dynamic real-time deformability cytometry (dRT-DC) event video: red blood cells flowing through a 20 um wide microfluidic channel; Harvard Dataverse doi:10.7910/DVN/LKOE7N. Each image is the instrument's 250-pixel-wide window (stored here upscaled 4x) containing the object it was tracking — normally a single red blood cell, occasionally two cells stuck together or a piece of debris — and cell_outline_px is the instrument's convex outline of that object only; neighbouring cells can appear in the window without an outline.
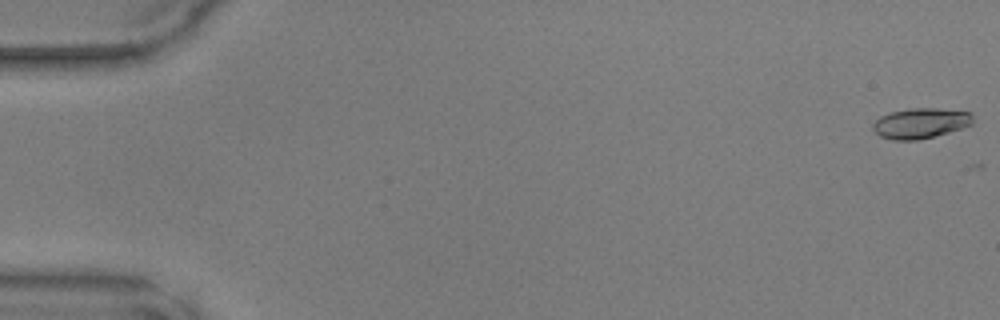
{"species": "common noctule bat (a hibernating species)", "species_latin": "Nyctalus noctula", "temperature_condition": "warm", "stored_images_in_passage": 32, "camera_frame_rate_fps": 3000, "um_per_image_px": 0.085, "animal": {"sex": "male", "body_mass_g": 17.9, "forearm_length_mm": 54.2}, "frame": {"image": 1, "passage_image": 1, "time_ms": 0.0, "image_size_px": [1000, 320], "cell_outline_px": [[972, 124], [948, 132], [916, 140], [892, 140], [880, 136], [872, 128], [872, 124], [880, 116], [892, 112], [908, 108], [936, 108], [972, 112]], "centroid_in_image_um": [78.22, 10.46], "position_along_channel_um": 6.8, "area_um2": 17.51}}
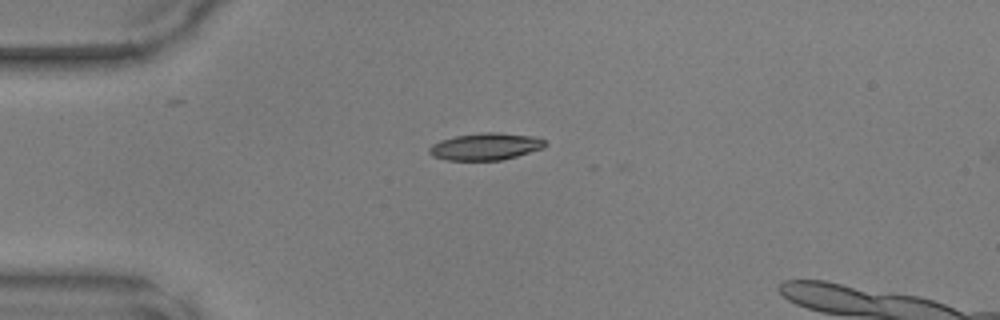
{"frame": {"image": 2, "passage_image": 13, "time_ms": 4.0, "image_size_px": [1000, 320], "cell_outline_px": [[548, 144], [544, 148], [516, 156], [500, 160], [444, 160], [432, 156], [428, 152], [428, 148], [432, 144], [440, 140], [456, 136], [480, 132], [496, 132], [536, 136], [544, 140]], "centroid_in_image_um": [41.27, 12.45], "position_along_channel_um": 43.7, "area_um2": 18.44}}
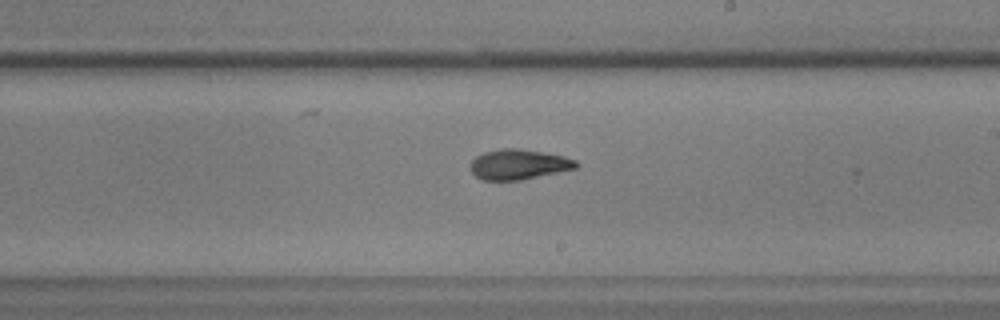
{"frame": {"image": 3, "passage_image": 29, "time_ms": 9.333, "image_size_px": [1000, 320], "cell_outline_px": [[580, 164], [576, 168], [520, 180], [484, 180], [476, 176], [472, 172], [472, 160], [476, 156], [484, 152], [504, 148], [516, 148], [564, 156], [576, 160]], "centroid_in_image_um": [44.1, 13.97], "position_along_channel_um": 244.9, "area_um2": 18.26}}